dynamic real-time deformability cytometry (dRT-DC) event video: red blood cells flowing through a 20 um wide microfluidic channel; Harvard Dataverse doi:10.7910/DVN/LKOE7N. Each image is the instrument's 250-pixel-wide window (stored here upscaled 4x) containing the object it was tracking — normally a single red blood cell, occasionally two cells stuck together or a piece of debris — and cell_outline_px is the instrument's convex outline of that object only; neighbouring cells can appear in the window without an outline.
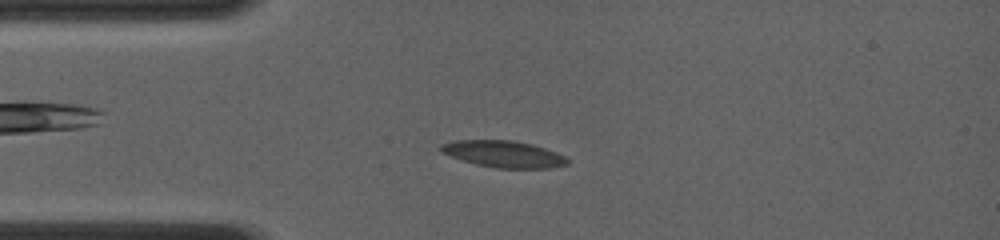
{"species": "common noctule bat (a hibernating species)", "species_latin": "Nyctalus noctula", "temperature_condition": "room temperature", "stored_images_in_passage": 62, "camera_frame_rate_fps": 4000, "um_per_image_px": 0.085, "animal": {"sex": "female", "body_mass_g": 19.0, "forearm_length_mm": 56.7}, "frame": {"image": 1, "passage_image": 14, "time_ms": 3.25, "image_size_px": [1000, 240], "cell_outline_px": [[572, 160], [568, 164], [548, 168], [496, 168], [476, 164], [440, 152], [440, 144], [452, 140], [512, 140], [532, 144], [568, 156]], "centroid_in_image_um": [42.85, 13.09], "position_along_channel_um": 42.2, "area_um2": 19.77}}
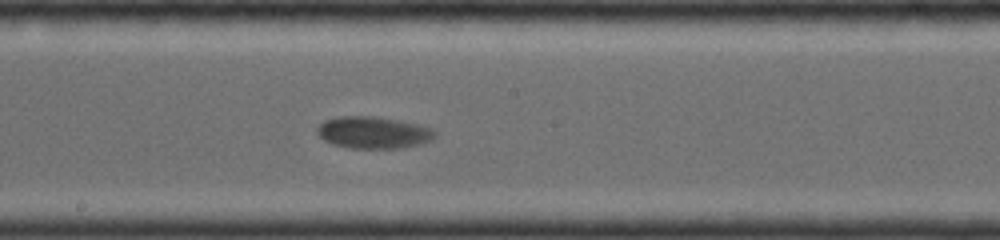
{"frame": {"image": 2, "passage_image": 33, "time_ms": 8.0, "image_size_px": [1000, 240], "cell_outline_px": [[436, 136], [432, 140], [420, 144], [400, 148], [348, 148], [332, 144], [324, 140], [316, 132], [316, 128], [324, 120], [336, 116], [372, 116], [400, 120], [420, 124], [432, 128], [436, 132]], "centroid_in_image_um": [31.74, 11.26], "position_along_channel_um": 216.5, "area_um2": 22.2}}
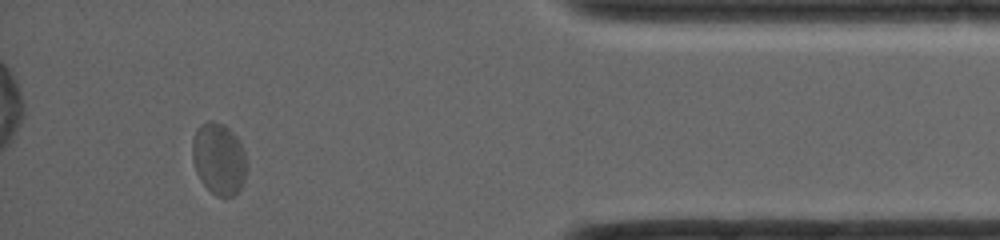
{"frame": {"image": 3, "passage_image": 56, "time_ms": 13.75, "image_size_px": [1000, 240], "cell_outline_px": [[244, 180], [240, 188], [232, 196], [216, 196], [200, 180], [196, 172], [192, 156], [192, 140], [196, 128], [200, 124], [208, 120], [212, 120], [224, 124], [236, 136], [244, 152]], "centroid_in_image_um": [18.55, 13.46], "position_along_channel_um": 416.7, "area_um2": 22.43}, "authors_computed_cell_mechanics": {"area_um2": 21.4149, "velocity_mm_per_s": 4.003, "shape_relaxation_time_tau1_ms": 7.0513, "shape_relaxation_time_tau2_ms": null, "deformation_change_tau1": 0.1535, "deformation_change_tau2": null}}